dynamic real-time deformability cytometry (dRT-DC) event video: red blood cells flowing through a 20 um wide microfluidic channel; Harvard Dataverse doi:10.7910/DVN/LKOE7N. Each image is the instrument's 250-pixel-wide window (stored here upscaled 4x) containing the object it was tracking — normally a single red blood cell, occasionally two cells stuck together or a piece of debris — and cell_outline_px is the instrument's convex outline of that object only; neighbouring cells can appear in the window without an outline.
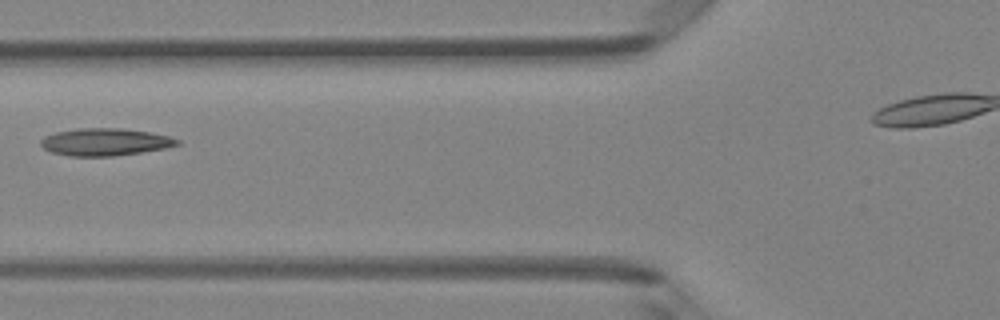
{"species": "Egyptian fruit bat (a non-hibernating species)", "species_latin": "Rousettus aegyptiacus", "temperature_condition": "room temperature", "stored_images_in_passage": 3, "camera_frame_rate_fps": 3000, "um_per_image_px": 0.085, "animal": {"sex": "female"}, "frame": {"image": 1, "passage_image": 2, "time_ms": 0.333, "image_size_px": [1000, 320], "cell_outline_px": [[180, 144], [164, 148], [140, 152], [112, 156], [68, 156], [52, 152], [44, 148], [40, 144], [40, 140], [44, 136], [56, 132], [76, 128], [120, 128], [148, 132], [168, 136], [180, 140]], "centroid_in_image_um": [8.89, 12.06], "position_along_channel_um": 116.9, "area_um2": 21.62}}
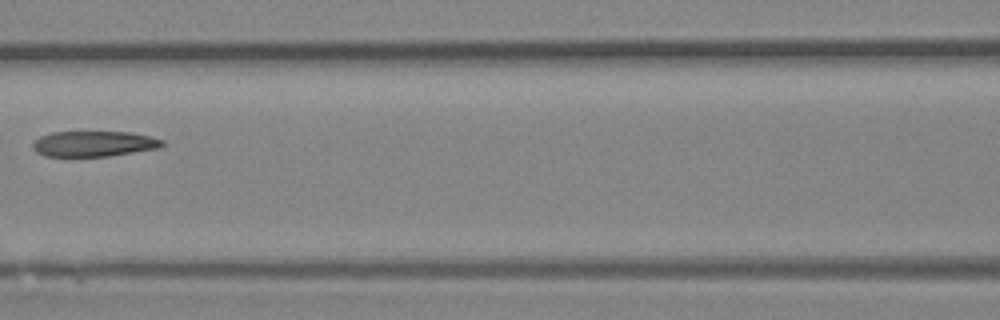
{"frame": {"image": 2, "passage_image": 3, "time_ms": 0.667, "image_size_px": [1000, 320], "cell_outline_px": [[164, 144], [160, 148], [108, 156], [44, 156], [36, 152], [32, 148], [32, 144], [40, 136], [52, 132], [132, 132], [164, 140]], "centroid_in_image_um": [7.97, 12.22], "position_along_channel_um": 158.6, "area_um2": 19.25}}